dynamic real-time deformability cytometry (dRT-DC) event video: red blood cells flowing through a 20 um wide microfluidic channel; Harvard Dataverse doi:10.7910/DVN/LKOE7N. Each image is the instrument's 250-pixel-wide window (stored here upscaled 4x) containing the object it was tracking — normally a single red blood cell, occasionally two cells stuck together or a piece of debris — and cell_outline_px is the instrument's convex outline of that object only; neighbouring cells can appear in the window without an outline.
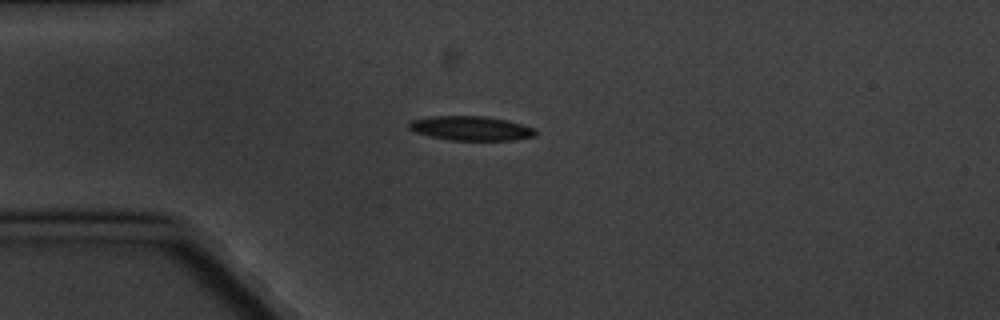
{"species": "common noctule bat (a hibernating species)", "species_latin": "Nyctalus noctula", "temperature_condition": "cold", "stored_images_in_passage": 4, "camera_frame_rate_fps": 3000, "um_per_image_px": 0.085, "animal": {"sex": "male", "body_mass_g": 20.1, "forearm_length_mm": 53.5}, "frame": {"image": 1, "passage_image": 3, "time_ms": 2.667, "image_size_px": [1000, 320], "cell_outline_px": [[536, 136], [512, 140], [452, 140], [432, 136], [416, 132], [408, 128], [408, 124], [412, 120], [432, 116], [488, 116], [508, 120], [532, 128], [536, 132]], "centroid_in_image_um": [40.03, 10.9], "position_along_channel_um": 45.0, "area_um2": 17.74}}